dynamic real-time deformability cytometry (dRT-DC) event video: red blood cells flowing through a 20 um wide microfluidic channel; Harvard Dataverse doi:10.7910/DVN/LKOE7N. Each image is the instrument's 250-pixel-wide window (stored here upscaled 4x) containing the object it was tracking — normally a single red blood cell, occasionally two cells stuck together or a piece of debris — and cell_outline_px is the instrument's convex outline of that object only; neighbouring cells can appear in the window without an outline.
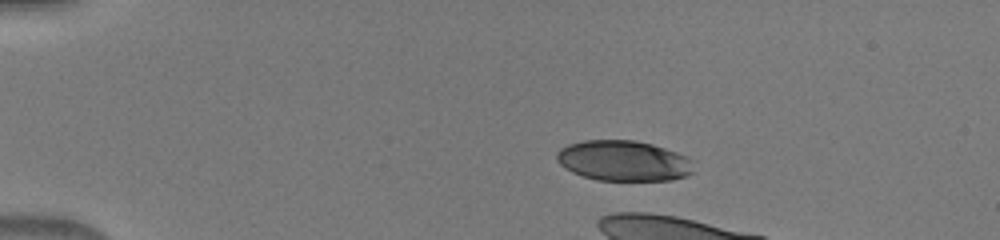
{"species": "human", "species_latin": "Homo sapiens", "temperature_condition": "warm", "stored_images_in_passage": 5, "camera_frame_rate_fps": 3000, "um_per_image_px": 0.085, "donor": {"sex": "male"}, "frame": {"image": 1, "passage_image": 1, "time_ms": 0.0, "image_size_px": [1000, 240], "cell_outline_px": [[696, 172], [688, 176], [672, 180], [596, 180], [572, 172], [564, 168], [556, 160], [556, 152], [560, 148], [568, 144], [584, 140], [636, 140], [652, 144], [688, 156], [696, 160]], "centroid_in_image_um": [53.07, 13.67], "position_along_channel_um": 31.9, "area_um2": 32.95}}